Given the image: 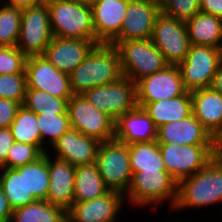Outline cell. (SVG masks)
Segmentation results:
<instances>
[{"label":"cell","mask_w":222,"mask_h":222,"mask_svg":"<svg viewBox=\"0 0 222 222\" xmlns=\"http://www.w3.org/2000/svg\"><path fill=\"white\" fill-rule=\"evenodd\" d=\"M123 77L120 54L115 45L100 43L69 74L74 95L113 83Z\"/></svg>","instance_id":"obj_1"},{"label":"cell","mask_w":222,"mask_h":222,"mask_svg":"<svg viewBox=\"0 0 222 222\" xmlns=\"http://www.w3.org/2000/svg\"><path fill=\"white\" fill-rule=\"evenodd\" d=\"M222 204V160L213 157L207 165L178 182L172 211L202 209Z\"/></svg>","instance_id":"obj_2"},{"label":"cell","mask_w":222,"mask_h":222,"mask_svg":"<svg viewBox=\"0 0 222 222\" xmlns=\"http://www.w3.org/2000/svg\"><path fill=\"white\" fill-rule=\"evenodd\" d=\"M178 182L168 172L132 173L127 193L124 195L127 204L132 207L150 208L169 202L168 210H172L177 199Z\"/></svg>","instance_id":"obj_3"},{"label":"cell","mask_w":222,"mask_h":222,"mask_svg":"<svg viewBox=\"0 0 222 222\" xmlns=\"http://www.w3.org/2000/svg\"><path fill=\"white\" fill-rule=\"evenodd\" d=\"M53 36L95 42L92 8L71 0H46Z\"/></svg>","instance_id":"obj_4"},{"label":"cell","mask_w":222,"mask_h":222,"mask_svg":"<svg viewBox=\"0 0 222 222\" xmlns=\"http://www.w3.org/2000/svg\"><path fill=\"white\" fill-rule=\"evenodd\" d=\"M121 58L123 76L133 82L163 70L169 64L151 39L112 41Z\"/></svg>","instance_id":"obj_5"},{"label":"cell","mask_w":222,"mask_h":222,"mask_svg":"<svg viewBox=\"0 0 222 222\" xmlns=\"http://www.w3.org/2000/svg\"><path fill=\"white\" fill-rule=\"evenodd\" d=\"M96 163L106 187L125 195L132 179L128 145L114 139L101 142Z\"/></svg>","instance_id":"obj_6"},{"label":"cell","mask_w":222,"mask_h":222,"mask_svg":"<svg viewBox=\"0 0 222 222\" xmlns=\"http://www.w3.org/2000/svg\"><path fill=\"white\" fill-rule=\"evenodd\" d=\"M221 64L220 48L191 45L184 61L177 65L186 91L209 88Z\"/></svg>","instance_id":"obj_7"},{"label":"cell","mask_w":222,"mask_h":222,"mask_svg":"<svg viewBox=\"0 0 222 222\" xmlns=\"http://www.w3.org/2000/svg\"><path fill=\"white\" fill-rule=\"evenodd\" d=\"M82 95L114 121L138 106L136 83L124 76L113 83L91 88Z\"/></svg>","instance_id":"obj_8"},{"label":"cell","mask_w":222,"mask_h":222,"mask_svg":"<svg viewBox=\"0 0 222 222\" xmlns=\"http://www.w3.org/2000/svg\"><path fill=\"white\" fill-rule=\"evenodd\" d=\"M150 39L169 65L183 62L191 47L186 23L163 12L155 20Z\"/></svg>","instance_id":"obj_9"},{"label":"cell","mask_w":222,"mask_h":222,"mask_svg":"<svg viewBox=\"0 0 222 222\" xmlns=\"http://www.w3.org/2000/svg\"><path fill=\"white\" fill-rule=\"evenodd\" d=\"M166 171L177 181L203 169L213 158V145L159 143Z\"/></svg>","instance_id":"obj_10"},{"label":"cell","mask_w":222,"mask_h":222,"mask_svg":"<svg viewBox=\"0 0 222 222\" xmlns=\"http://www.w3.org/2000/svg\"><path fill=\"white\" fill-rule=\"evenodd\" d=\"M53 37L46 3L21 11V27L16 47L26 57L43 55Z\"/></svg>","instance_id":"obj_11"},{"label":"cell","mask_w":222,"mask_h":222,"mask_svg":"<svg viewBox=\"0 0 222 222\" xmlns=\"http://www.w3.org/2000/svg\"><path fill=\"white\" fill-rule=\"evenodd\" d=\"M71 128L100 142L114 139L115 121L97 110L83 95H73L68 101Z\"/></svg>","instance_id":"obj_12"},{"label":"cell","mask_w":222,"mask_h":222,"mask_svg":"<svg viewBox=\"0 0 222 222\" xmlns=\"http://www.w3.org/2000/svg\"><path fill=\"white\" fill-rule=\"evenodd\" d=\"M27 88L43 90L54 97L70 99L74 94L69 75L59 71L44 55H33L26 59Z\"/></svg>","instance_id":"obj_13"},{"label":"cell","mask_w":222,"mask_h":222,"mask_svg":"<svg viewBox=\"0 0 222 222\" xmlns=\"http://www.w3.org/2000/svg\"><path fill=\"white\" fill-rule=\"evenodd\" d=\"M186 92L177 65L145 76L136 82L137 103H151L181 96Z\"/></svg>","instance_id":"obj_14"},{"label":"cell","mask_w":222,"mask_h":222,"mask_svg":"<svg viewBox=\"0 0 222 222\" xmlns=\"http://www.w3.org/2000/svg\"><path fill=\"white\" fill-rule=\"evenodd\" d=\"M160 12L158 0H129L120 33L113 41L150 39Z\"/></svg>","instance_id":"obj_15"},{"label":"cell","mask_w":222,"mask_h":222,"mask_svg":"<svg viewBox=\"0 0 222 222\" xmlns=\"http://www.w3.org/2000/svg\"><path fill=\"white\" fill-rule=\"evenodd\" d=\"M124 204V195L117 191L91 201L74 202L67 210V222H118Z\"/></svg>","instance_id":"obj_16"},{"label":"cell","mask_w":222,"mask_h":222,"mask_svg":"<svg viewBox=\"0 0 222 222\" xmlns=\"http://www.w3.org/2000/svg\"><path fill=\"white\" fill-rule=\"evenodd\" d=\"M100 144L97 139L70 128L52 145V149L48 150L53 151L54 156L51 152L48 153L74 166L92 164L96 162Z\"/></svg>","instance_id":"obj_17"},{"label":"cell","mask_w":222,"mask_h":222,"mask_svg":"<svg viewBox=\"0 0 222 222\" xmlns=\"http://www.w3.org/2000/svg\"><path fill=\"white\" fill-rule=\"evenodd\" d=\"M128 1L97 0L91 7L96 44H110L119 35Z\"/></svg>","instance_id":"obj_18"},{"label":"cell","mask_w":222,"mask_h":222,"mask_svg":"<svg viewBox=\"0 0 222 222\" xmlns=\"http://www.w3.org/2000/svg\"><path fill=\"white\" fill-rule=\"evenodd\" d=\"M96 43L92 40L54 36L43 55L59 71L70 74L90 53Z\"/></svg>","instance_id":"obj_19"},{"label":"cell","mask_w":222,"mask_h":222,"mask_svg":"<svg viewBox=\"0 0 222 222\" xmlns=\"http://www.w3.org/2000/svg\"><path fill=\"white\" fill-rule=\"evenodd\" d=\"M157 129L149 114L142 107L137 106L115 120L114 140L127 145L156 141Z\"/></svg>","instance_id":"obj_20"},{"label":"cell","mask_w":222,"mask_h":222,"mask_svg":"<svg viewBox=\"0 0 222 222\" xmlns=\"http://www.w3.org/2000/svg\"><path fill=\"white\" fill-rule=\"evenodd\" d=\"M158 143L183 145H213V136L193 115L164 124L157 129Z\"/></svg>","instance_id":"obj_21"},{"label":"cell","mask_w":222,"mask_h":222,"mask_svg":"<svg viewBox=\"0 0 222 222\" xmlns=\"http://www.w3.org/2000/svg\"><path fill=\"white\" fill-rule=\"evenodd\" d=\"M53 158L48 153L50 183L46 201L67 211L74 203L76 166L65 160Z\"/></svg>","instance_id":"obj_22"},{"label":"cell","mask_w":222,"mask_h":222,"mask_svg":"<svg viewBox=\"0 0 222 222\" xmlns=\"http://www.w3.org/2000/svg\"><path fill=\"white\" fill-rule=\"evenodd\" d=\"M190 93L192 114L214 136L222 128V94L210 87Z\"/></svg>","instance_id":"obj_23"},{"label":"cell","mask_w":222,"mask_h":222,"mask_svg":"<svg viewBox=\"0 0 222 222\" xmlns=\"http://www.w3.org/2000/svg\"><path fill=\"white\" fill-rule=\"evenodd\" d=\"M153 120L156 127L184 119L192 114L191 93L151 103H137Z\"/></svg>","instance_id":"obj_24"},{"label":"cell","mask_w":222,"mask_h":222,"mask_svg":"<svg viewBox=\"0 0 222 222\" xmlns=\"http://www.w3.org/2000/svg\"><path fill=\"white\" fill-rule=\"evenodd\" d=\"M191 45L222 48V19L198 12L186 22Z\"/></svg>","instance_id":"obj_25"},{"label":"cell","mask_w":222,"mask_h":222,"mask_svg":"<svg viewBox=\"0 0 222 222\" xmlns=\"http://www.w3.org/2000/svg\"><path fill=\"white\" fill-rule=\"evenodd\" d=\"M109 191L99 173L96 162L76 166L74 202L91 201L105 195Z\"/></svg>","instance_id":"obj_26"},{"label":"cell","mask_w":222,"mask_h":222,"mask_svg":"<svg viewBox=\"0 0 222 222\" xmlns=\"http://www.w3.org/2000/svg\"><path fill=\"white\" fill-rule=\"evenodd\" d=\"M0 171V186L12 210L36 201L26 188L25 165L17 168L1 167Z\"/></svg>","instance_id":"obj_27"},{"label":"cell","mask_w":222,"mask_h":222,"mask_svg":"<svg viewBox=\"0 0 222 222\" xmlns=\"http://www.w3.org/2000/svg\"><path fill=\"white\" fill-rule=\"evenodd\" d=\"M128 148L132 173L167 172L157 141L135 142Z\"/></svg>","instance_id":"obj_28"},{"label":"cell","mask_w":222,"mask_h":222,"mask_svg":"<svg viewBox=\"0 0 222 222\" xmlns=\"http://www.w3.org/2000/svg\"><path fill=\"white\" fill-rule=\"evenodd\" d=\"M10 222H67V211L46 200H36L14 209Z\"/></svg>","instance_id":"obj_29"},{"label":"cell","mask_w":222,"mask_h":222,"mask_svg":"<svg viewBox=\"0 0 222 222\" xmlns=\"http://www.w3.org/2000/svg\"><path fill=\"white\" fill-rule=\"evenodd\" d=\"M48 152L37 161L25 165V184L36 200H46L49 190Z\"/></svg>","instance_id":"obj_30"},{"label":"cell","mask_w":222,"mask_h":222,"mask_svg":"<svg viewBox=\"0 0 222 222\" xmlns=\"http://www.w3.org/2000/svg\"><path fill=\"white\" fill-rule=\"evenodd\" d=\"M37 126L41 133V148L45 152L71 128L68 114L55 113H38Z\"/></svg>","instance_id":"obj_31"},{"label":"cell","mask_w":222,"mask_h":222,"mask_svg":"<svg viewBox=\"0 0 222 222\" xmlns=\"http://www.w3.org/2000/svg\"><path fill=\"white\" fill-rule=\"evenodd\" d=\"M15 142L41 147V133L37 126V114L21 105L10 126Z\"/></svg>","instance_id":"obj_32"},{"label":"cell","mask_w":222,"mask_h":222,"mask_svg":"<svg viewBox=\"0 0 222 222\" xmlns=\"http://www.w3.org/2000/svg\"><path fill=\"white\" fill-rule=\"evenodd\" d=\"M68 101L69 99L54 97L43 90L27 88L22 106L35 114H68Z\"/></svg>","instance_id":"obj_33"},{"label":"cell","mask_w":222,"mask_h":222,"mask_svg":"<svg viewBox=\"0 0 222 222\" xmlns=\"http://www.w3.org/2000/svg\"><path fill=\"white\" fill-rule=\"evenodd\" d=\"M0 46H16L21 27V10L0 5Z\"/></svg>","instance_id":"obj_34"},{"label":"cell","mask_w":222,"mask_h":222,"mask_svg":"<svg viewBox=\"0 0 222 222\" xmlns=\"http://www.w3.org/2000/svg\"><path fill=\"white\" fill-rule=\"evenodd\" d=\"M46 152L38 145H29L14 142L9 149L7 160L3 168H17L33 163L41 158Z\"/></svg>","instance_id":"obj_35"},{"label":"cell","mask_w":222,"mask_h":222,"mask_svg":"<svg viewBox=\"0 0 222 222\" xmlns=\"http://www.w3.org/2000/svg\"><path fill=\"white\" fill-rule=\"evenodd\" d=\"M27 91L26 74H0V98L23 104Z\"/></svg>","instance_id":"obj_36"},{"label":"cell","mask_w":222,"mask_h":222,"mask_svg":"<svg viewBox=\"0 0 222 222\" xmlns=\"http://www.w3.org/2000/svg\"><path fill=\"white\" fill-rule=\"evenodd\" d=\"M161 12L186 22L200 12V0H159Z\"/></svg>","instance_id":"obj_37"},{"label":"cell","mask_w":222,"mask_h":222,"mask_svg":"<svg viewBox=\"0 0 222 222\" xmlns=\"http://www.w3.org/2000/svg\"><path fill=\"white\" fill-rule=\"evenodd\" d=\"M26 59L16 46H0V74H26Z\"/></svg>","instance_id":"obj_38"},{"label":"cell","mask_w":222,"mask_h":222,"mask_svg":"<svg viewBox=\"0 0 222 222\" xmlns=\"http://www.w3.org/2000/svg\"><path fill=\"white\" fill-rule=\"evenodd\" d=\"M21 105L19 102L0 98V128L11 126Z\"/></svg>","instance_id":"obj_39"},{"label":"cell","mask_w":222,"mask_h":222,"mask_svg":"<svg viewBox=\"0 0 222 222\" xmlns=\"http://www.w3.org/2000/svg\"><path fill=\"white\" fill-rule=\"evenodd\" d=\"M14 142L10 127L0 128V168L5 164L9 149Z\"/></svg>","instance_id":"obj_40"},{"label":"cell","mask_w":222,"mask_h":222,"mask_svg":"<svg viewBox=\"0 0 222 222\" xmlns=\"http://www.w3.org/2000/svg\"><path fill=\"white\" fill-rule=\"evenodd\" d=\"M200 12L222 19V0H200Z\"/></svg>","instance_id":"obj_41"},{"label":"cell","mask_w":222,"mask_h":222,"mask_svg":"<svg viewBox=\"0 0 222 222\" xmlns=\"http://www.w3.org/2000/svg\"><path fill=\"white\" fill-rule=\"evenodd\" d=\"M46 0H1L4 5H8L18 10H25L45 3Z\"/></svg>","instance_id":"obj_42"},{"label":"cell","mask_w":222,"mask_h":222,"mask_svg":"<svg viewBox=\"0 0 222 222\" xmlns=\"http://www.w3.org/2000/svg\"><path fill=\"white\" fill-rule=\"evenodd\" d=\"M12 208L10 207L3 189L0 186V222H10L12 217Z\"/></svg>","instance_id":"obj_43"},{"label":"cell","mask_w":222,"mask_h":222,"mask_svg":"<svg viewBox=\"0 0 222 222\" xmlns=\"http://www.w3.org/2000/svg\"><path fill=\"white\" fill-rule=\"evenodd\" d=\"M213 157H222V128L213 136Z\"/></svg>","instance_id":"obj_44"},{"label":"cell","mask_w":222,"mask_h":222,"mask_svg":"<svg viewBox=\"0 0 222 222\" xmlns=\"http://www.w3.org/2000/svg\"><path fill=\"white\" fill-rule=\"evenodd\" d=\"M210 88L222 94V64L218 67L214 75Z\"/></svg>","instance_id":"obj_45"},{"label":"cell","mask_w":222,"mask_h":222,"mask_svg":"<svg viewBox=\"0 0 222 222\" xmlns=\"http://www.w3.org/2000/svg\"><path fill=\"white\" fill-rule=\"evenodd\" d=\"M71 1L79 5L92 7L96 3L97 0H71Z\"/></svg>","instance_id":"obj_46"},{"label":"cell","mask_w":222,"mask_h":222,"mask_svg":"<svg viewBox=\"0 0 222 222\" xmlns=\"http://www.w3.org/2000/svg\"><path fill=\"white\" fill-rule=\"evenodd\" d=\"M172 218H173V221H172L171 219H168L167 222H183L182 219H180L179 217H178V218H175L176 220L174 219L173 216H172ZM169 220H170V221H169Z\"/></svg>","instance_id":"obj_47"}]
</instances>
